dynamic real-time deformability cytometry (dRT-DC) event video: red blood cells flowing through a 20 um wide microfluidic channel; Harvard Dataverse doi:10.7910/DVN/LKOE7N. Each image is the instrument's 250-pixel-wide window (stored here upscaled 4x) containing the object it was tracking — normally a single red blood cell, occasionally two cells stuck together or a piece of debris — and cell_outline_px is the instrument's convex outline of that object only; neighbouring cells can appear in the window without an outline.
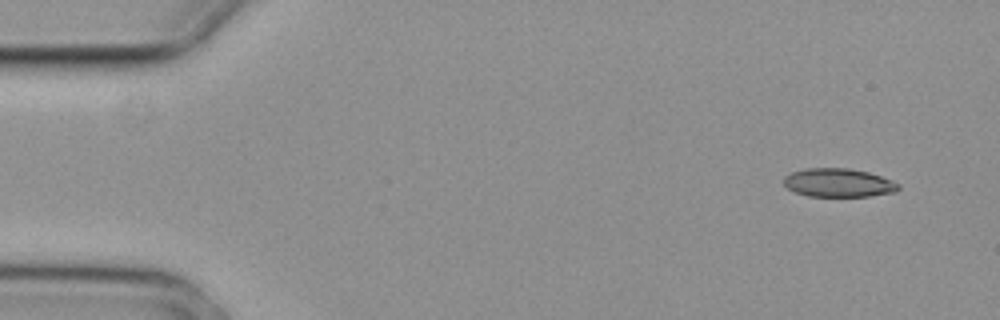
{"species": "common noctule bat (a hibernating species)", "species_latin": "Nyctalus noctula", "temperature_condition": "cold", "stored_images_in_passage": 6, "camera_frame_rate_fps": 3000, "um_per_image_px": 0.085, "animal": {"sex": "female", "body_mass_g": 29.2, "forearm_length_mm": 56.3}, "frame": {"image": 1, "passage_image": 1, "time_ms": 0.0, "image_size_px": [1000, 320], "cell_outline_px": [[900, 188], [896, 192], [872, 196], [808, 196], [796, 192], [788, 188], [784, 184], [784, 176], [792, 172], [804, 168], [848, 168], [868, 172], [892, 180], [900, 184]], "centroid_in_image_um": [71.29, 15.53], "position_along_channel_um": 13.7, "area_um2": 19.13}}
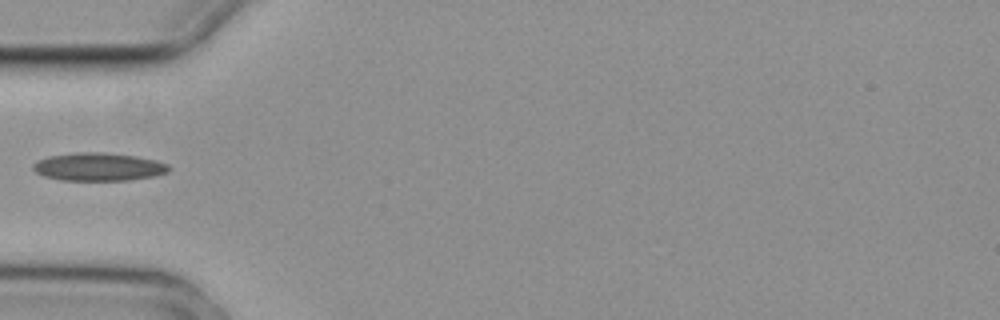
{"frame": {"image": 2, "passage_image": 5, "time_ms": 1.333, "image_size_px": [1000, 320], "cell_outline_px": [[172, 168], [168, 172], [156, 176], [128, 180], [60, 180], [44, 176], [36, 172], [32, 168], [32, 164], [36, 160], [48, 156], [76, 152], [104, 152], [136, 156], [156, 160], [168, 164]], "centroid_in_image_um": [8.38, 14.17], "position_along_channel_um": 76.6, "area_um2": 22.43}}
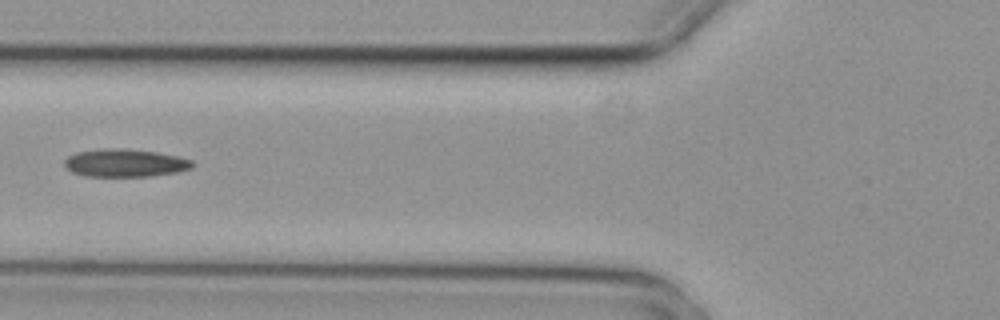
{"frame": {"image": 3, "passage_image": 6, "time_ms": 1.667, "image_size_px": [1000, 320], "cell_outline_px": [[196, 164], [192, 168], [176, 172], [152, 176], [84, 176], [72, 172], [64, 168], [64, 160], [68, 156], [76, 152], [104, 148], [124, 148], [156, 152], [180, 156], [192, 160]], "centroid_in_image_um": [10.63, 13.85], "position_along_channel_um": 115.2, "area_um2": 21.04}}